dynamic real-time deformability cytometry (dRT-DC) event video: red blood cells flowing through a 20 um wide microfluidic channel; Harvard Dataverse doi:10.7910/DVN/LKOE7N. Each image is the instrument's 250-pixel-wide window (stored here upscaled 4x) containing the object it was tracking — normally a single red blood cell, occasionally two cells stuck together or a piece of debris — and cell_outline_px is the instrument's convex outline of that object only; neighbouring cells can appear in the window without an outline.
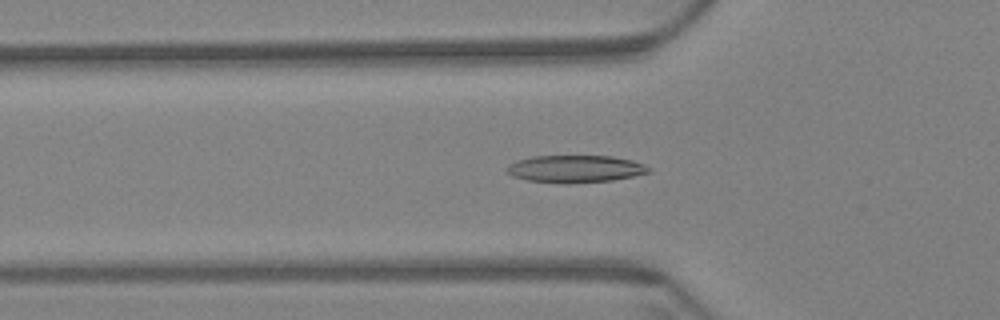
{"species": "Egyptian fruit bat (a non-hibernating species)", "species_latin": "Rousettus aegyptiacus", "temperature_condition": "warm", "stored_images_in_passage": 43, "camera_frame_rate_fps": 3000, "um_per_image_px": 0.085, "animal": {"sex": "female"}, "frame": {"image": 1, "passage_image": 6, "time_ms": 1.667, "image_size_px": [1000, 320], "cell_outline_px": [[652, 168], [648, 172], [632, 176], [612, 180], [568, 184], [564, 184], [528, 180], [512, 176], [504, 168], [508, 164], [516, 160], [532, 156], [612, 156], [632, 160], [644, 164]], "centroid_in_image_um": [48.86, 14.35], "position_along_channel_um": 76.9, "area_um2": 22.72}}
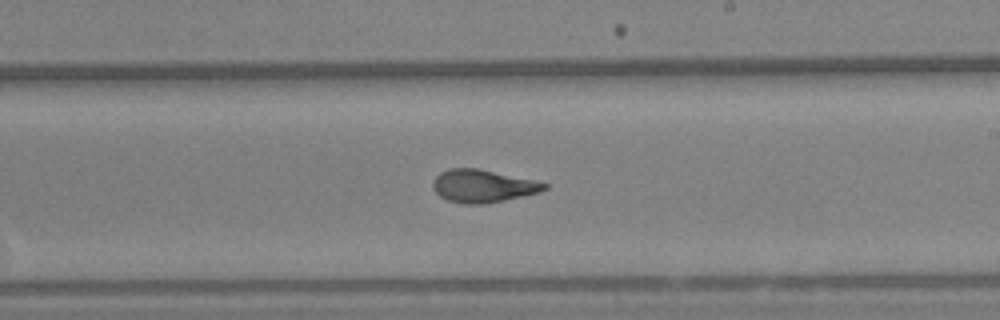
{"frame": {"image": 2, "passage_image": 21, "time_ms": 6.667, "image_size_px": [1000, 320], "cell_outline_px": [[548, 188], [540, 192], [504, 200], [484, 204], [464, 204], [448, 200], [440, 196], [436, 192], [432, 184], [432, 180], [440, 172], [448, 168], [476, 168], [532, 180], [548, 184]], "centroid_in_image_um": [41.0, 15.81], "position_along_channel_um": 248.0, "area_um2": 21.04}}
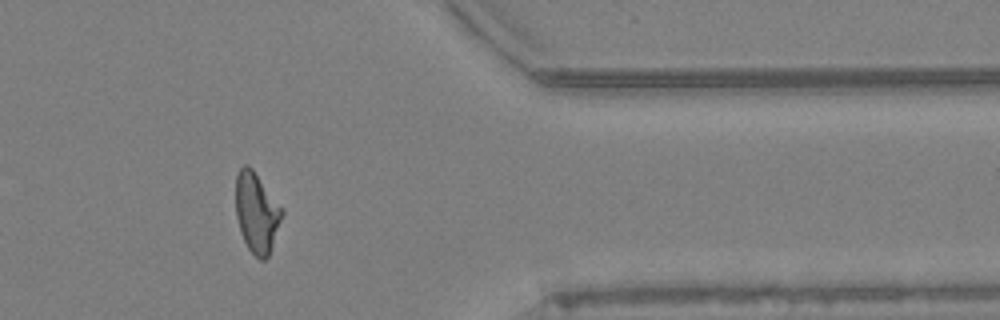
{"frame": {"image": 3, "passage_image": 35, "time_ms": 11.333, "image_size_px": [1000, 320], "cell_outline_px": [[284, 212], [268, 256], [264, 260], [260, 260], [248, 248], [240, 232], [236, 216], [236, 176], [240, 168], [244, 164], [248, 164], [252, 168], [284, 208]], "centroid_in_image_um": [21.82, 18.04], "position_along_channel_um": 389.6, "area_um2": 21.62}}